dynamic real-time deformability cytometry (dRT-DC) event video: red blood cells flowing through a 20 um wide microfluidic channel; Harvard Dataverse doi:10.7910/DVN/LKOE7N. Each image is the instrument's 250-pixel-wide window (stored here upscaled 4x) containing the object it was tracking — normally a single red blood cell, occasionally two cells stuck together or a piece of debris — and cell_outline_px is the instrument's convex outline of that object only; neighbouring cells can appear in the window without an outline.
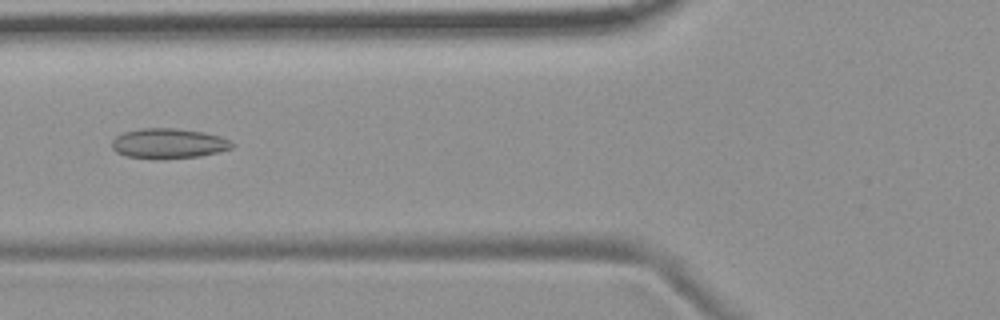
{"species": "common noctule bat (a hibernating species)", "species_latin": "Nyctalus noctula", "temperature_condition": "room temperature", "stored_images_in_passage": 6, "camera_frame_rate_fps": 3000, "um_per_image_px": 0.085, "animal": {"sex": "female", "body_mass_g": 19.9}, "frame": {"image": 1, "passage_image": 5, "time_ms": 5.333, "image_size_px": [1000, 320], "cell_outline_px": [[236, 144], [232, 148], [220, 152], [200, 156], [128, 156], [116, 152], [112, 148], [112, 140], [116, 136], [124, 132], [140, 128], [176, 128], [204, 132], [220, 136]], "centroid_in_image_um": [14.37, 12.14], "position_along_channel_um": 111.4, "area_um2": 20.29}}
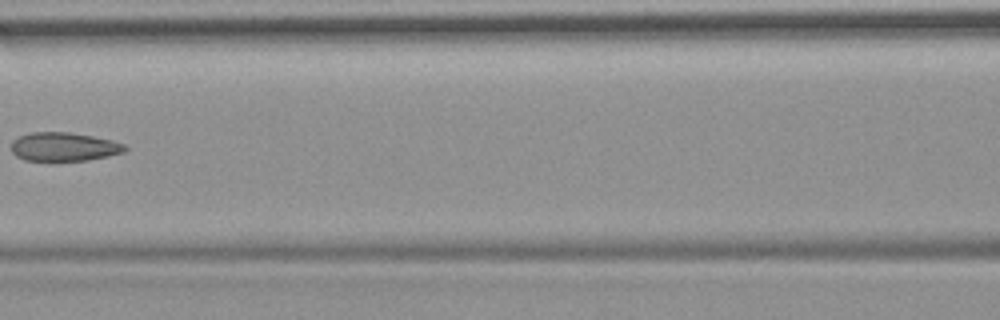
{"frame": {"image": 2, "passage_image": 6, "time_ms": 6.667, "image_size_px": [1000, 320], "cell_outline_px": [[128, 148], [124, 152], [108, 156], [88, 160], [56, 164], [52, 164], [24, 160], [16, 156], [12, 152], [12, 140], [20, 136], [32, 132], [68, 132], [92, 136], [112, 140], [124, 144]], "centroid_in_image_um": [5.4, 12.53], "position_along_channel_um": 161.2, "area_um2": 19.88}}